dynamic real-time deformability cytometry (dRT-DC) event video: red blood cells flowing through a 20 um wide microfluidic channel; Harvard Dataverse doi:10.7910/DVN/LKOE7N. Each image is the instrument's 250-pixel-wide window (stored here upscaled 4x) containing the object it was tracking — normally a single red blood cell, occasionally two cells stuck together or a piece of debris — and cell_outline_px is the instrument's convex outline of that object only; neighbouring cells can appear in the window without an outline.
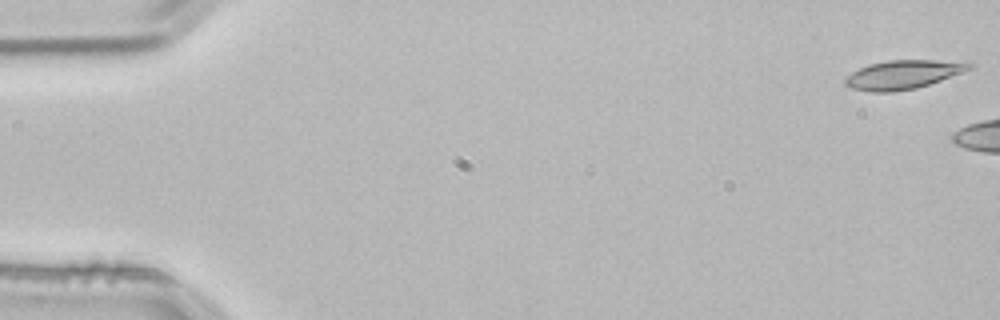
{"species": "common noctule bat (a hibernating species)", "species_latin": "Nyctalus noctula", "temperature_condition": "room temperature", "stored_images_in_passage": 13, "camera_frame_rate_fps": 3000, "um_per_image_px": 0.085, "animal": {"sex": "male", "body_mass_g": 21.5, "forearm_length_mm": 52.0}, "frame": {"image": 1, "passage_image": 1, "time_ms": 0.0, "image_size_px": [1000, 320], "cell_outline_px": [[972, 68], [940, 80], [916, 88], [892, 92], [868, 92], [852, 88], [844, 84], [844, 80], [852, 72], [868, 64], [888, 60], [932, 60], [972, 64]], "centroid_in_image_um": [76.67, 6.35], "position_along_channel_um": 8.3, "area_um2": 20.4}}